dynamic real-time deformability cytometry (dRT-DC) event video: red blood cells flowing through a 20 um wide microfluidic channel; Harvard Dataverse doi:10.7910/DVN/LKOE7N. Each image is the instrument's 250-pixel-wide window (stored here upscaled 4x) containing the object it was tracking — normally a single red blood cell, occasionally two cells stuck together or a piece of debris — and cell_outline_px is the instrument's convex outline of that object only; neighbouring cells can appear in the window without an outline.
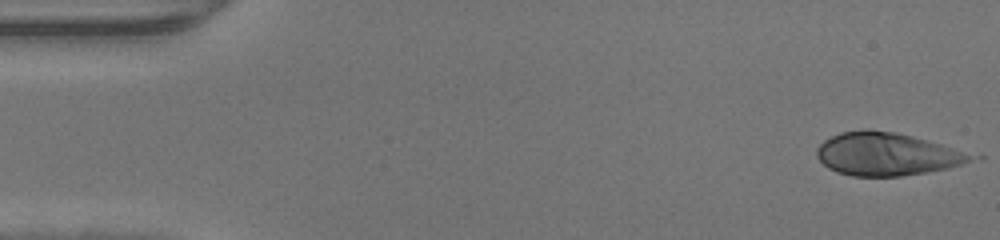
{"species": "human", "species_latin": "Homo sapiens", "temperature_condition": "warm", "stored_images_in_passage": 46, "camera_frame_rate_fps": 3000, "um_per_image_px": 0.085, "donor": {"sex": "male"}, "frame": {"image": 1, "passage_image": 1, "time_ms": 0.0, "image_size_px": [1000, 240], "cell_outline_px": [[968, 160], [960, 164], [948, 168], [900, 176], [852, 176], [836, 172], [828, 168], [816, 156], [816, 148], [824, 140], [840, 132], [864, 128], [868, 128], [896, 132], [912, 136], [940, 144], [952, 148], [968, 156]], "centroid_in_image_um": [75.19, 13.08], "position_along_channel_um": 9.8, "area_um2": 37.8}}
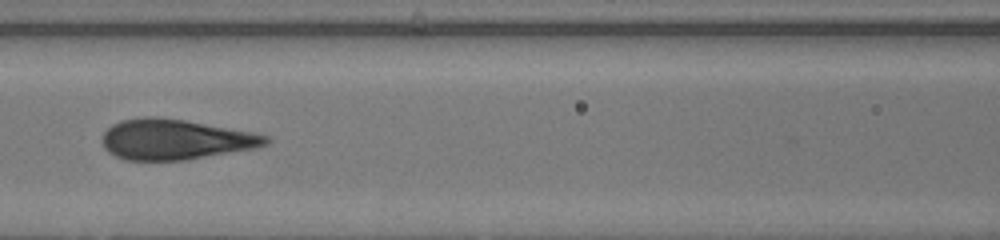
{"frame": {"image": 2, "passage_image": 20, "time_ms": 6.333, "image_size_px": [1000, 240], "cell_outline_px": [[272, 140], [268, 144], [256, 148], [184, 160], [128, 160], [116, 156], [108, 152], [104, 148], [100, 140], [104, 132], [112, 124], [120, 120], [144, 116], [156, 116], [184, 120], [256, 132], [272, 136]], "centroid_in_image_um": [14.92, 11.84], "position_along_channel_um": 151.7, "area_um2": 38.9}}
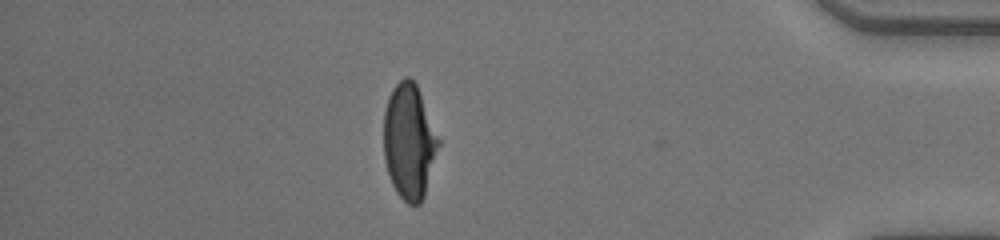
{"frame": {"image": 3, "passage_image": 40, "time_ms": 13.0, "image_size_px": [1000, 240], "cell_outline_px": [[440, 144], [424, 196], [420, 204], [408, 204], [396, 192], [392, 184], [384, 160], [384, 112], [392, 88], [404, 76], [408, 76], [416, 84], [420, 92], [440, 140]], "centroid_in_image_um": [34.78, 12.02], "position_along_channel_um": 400.4, "area_um2": 36.65}}